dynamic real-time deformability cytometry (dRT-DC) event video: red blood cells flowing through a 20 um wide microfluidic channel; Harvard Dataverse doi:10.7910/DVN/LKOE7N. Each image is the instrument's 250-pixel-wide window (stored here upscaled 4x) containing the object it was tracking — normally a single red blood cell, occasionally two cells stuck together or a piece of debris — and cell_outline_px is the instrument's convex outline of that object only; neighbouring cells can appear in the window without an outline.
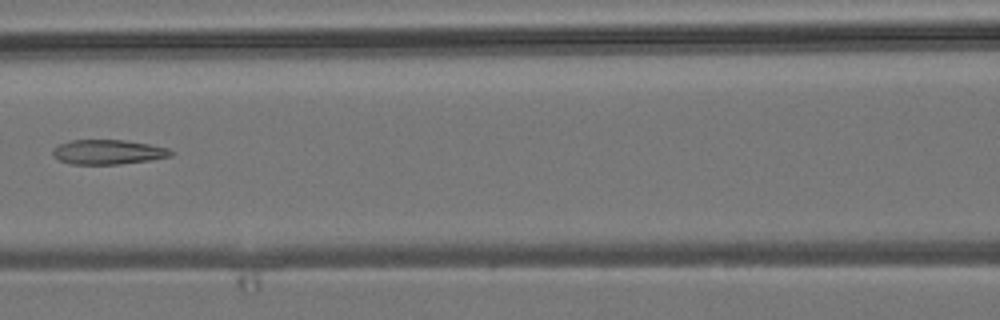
{"species": "common noctule bat (a hibernating species)", "species_latin": "Nyctalus noctula", "temperature_condition": "room temperature", "stored_images_in_passage": 4, "camera_frame_rate_fps": 3000, "um_per_image_px": 0.085, "animal": {"sex": "male", "body_mass_g": 19.2, "forearm_length_mm": 51.8}, "frame": {"image": 1, "passage_image": 4, "time_ms": 3.333, "image_size_px": [1000, 320], "cell_outline_px": [[176, 152], [172, 156], [148, 160], [120, 164], [72, 164], [60, 160], [52, 156], [52, 148], [60, 144], [72, 140], [124, 140], [148, 144], [168, 148]], "centroid_in_image_um": [9.19, 12.92], "position_along_channel_um": 157.4, "area_um2": 16.94}}